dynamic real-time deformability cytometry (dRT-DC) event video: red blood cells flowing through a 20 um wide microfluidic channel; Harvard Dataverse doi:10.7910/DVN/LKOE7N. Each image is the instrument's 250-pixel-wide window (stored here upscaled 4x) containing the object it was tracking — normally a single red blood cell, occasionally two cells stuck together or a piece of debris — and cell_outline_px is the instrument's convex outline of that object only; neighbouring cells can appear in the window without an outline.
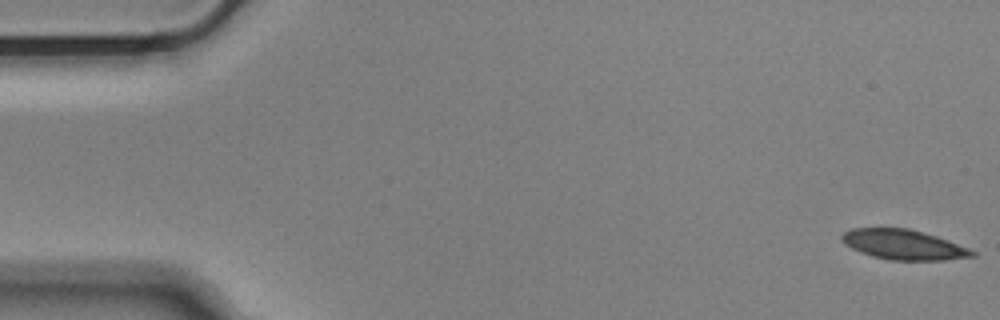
{"species": "Egyptian fruit bat (a non-hibernating species)", "species_latin": "Rousettus aegyptiacus", "temperature_condition": "cold", "stored_images_in_passage": 54, "camera_frame_rate_fps": 3000, "um_per_image_px": 0.085, "animal": {"sex": "male"}, "frame": {"image": 1, "passage_image": 1, "time_ms": 0.0, "image_size_px": [1000, 320], "cell_outline_px": [[976, 256], [944, 260], [892, 260], [872, 256], [860, 252], [844, 244], [840, 240], [840, 236], [844, 232], [852, 228], [908, 228], [936, 236], [948, 240], [968, 248], [976, 252]], "centroid_in_image_um": [76.78, 20.79], "position_along_channel_um": 8.2, "area_um2": 22.72}}
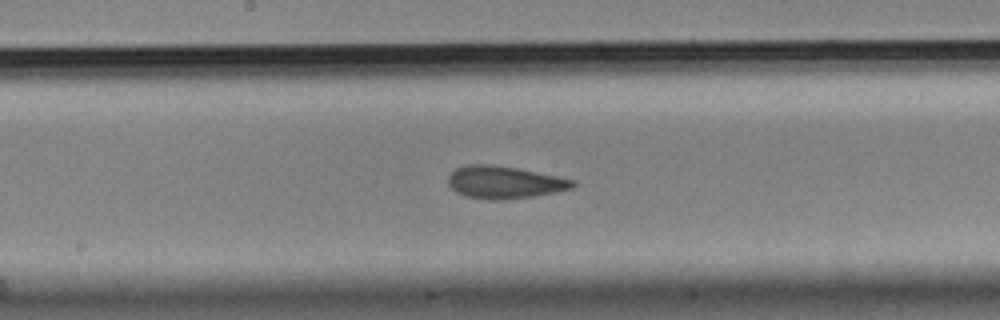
{"frame": {"image": 2, "passage_image": 28, "time_ms": 9.0, "image_size_px": [1000, 320], "cell_outline_px": [[576, 184], [572, 188], [556, 192], [536, 196], [504, 200], [488, 200], [464, 196], [456, 192], [448, 184], [448, 176], [456, 168], [464, 164], [492, 164], [516, 168], [576, 180]], "centroid_in_image_um": [42.85, 15.5], "position_along_channel_um": 205.3, "area_um2": 23.76}}
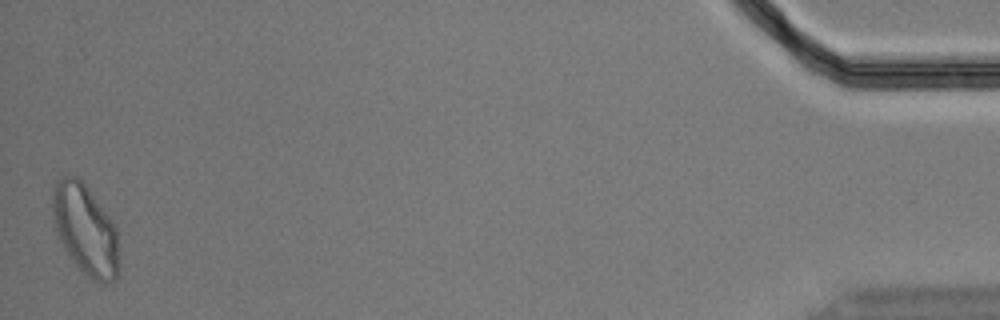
{"frame": {"image": 3, "passage_image": 54, "time_ms": 17.667, "image_size_px": [1000, 320], "cell_outline_px": [[120, 272], [116, 280], [112, 284], [104, 284], [92, 280], [76, 264], [64, 248], [60, 240], [52, 216], [52, 188], [56, 180], [64, 176], [76, 176], [88, 188], [108, 216], [116, 228], [120, 264]], "centroid_in_image_um": [7.28, 19.56], "position_along_channel_um": 427.9, "area_um2": 35.08}, "authors_computed_cell_mechanics": {"area_um2": 23.6402, "velocity_mm_per_s": 3.6413, "shape_relaxation_time_tau1_ms": 8.3467, "shape_relaxation_time_tau2_ms": 2.1685, "deformation_change_tau1": 0.1786, "deformation_change_tau2": 0.0815}}